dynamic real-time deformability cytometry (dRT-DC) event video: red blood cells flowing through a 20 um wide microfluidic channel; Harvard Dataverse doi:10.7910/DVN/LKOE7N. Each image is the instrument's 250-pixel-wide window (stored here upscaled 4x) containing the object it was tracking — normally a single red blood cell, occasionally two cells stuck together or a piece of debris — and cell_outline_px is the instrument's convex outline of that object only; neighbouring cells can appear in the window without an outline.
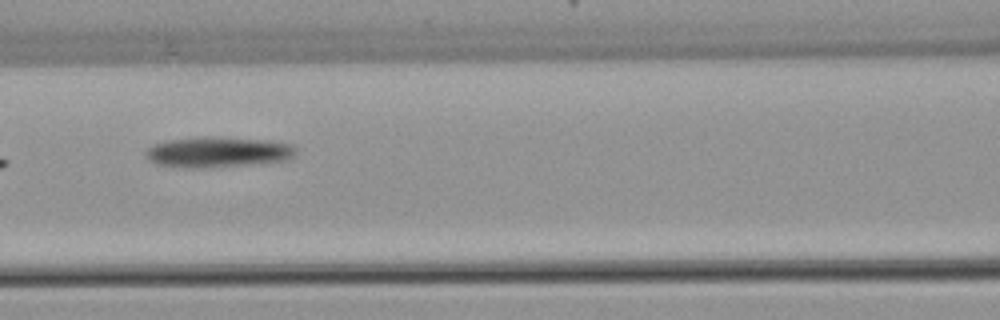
{"species": "common noctule bat (a hibernating species)", "species_latin": "Nyctalus noctula", "temperature_condition": "warm", "stored_images_in_passage": 8, "camera_frame_rate_fps": 3000, "um_per_image_px": 0.085, "animal": {"sex": "female", "body_mass_g": 22.7, "forearm_length_mm": 54.2}, "frame": {"image": 1, "passage_image": 6, "time_ms": 6.0, "image_size_px": [1000, 320], "cell_outline_px": [[296, 156], [288, 160], [248, 164], [196, 168], [188, 168], [156, 164], [144, 152], [148, 148], [156, 144], [168, 140], [204, 136], [268, 140], [292, 144], [296, 148]], "centroid_in_image_um": [18.57, 12.92], "position_along_channel_um": 148.0, "area_um2": 26.47}}
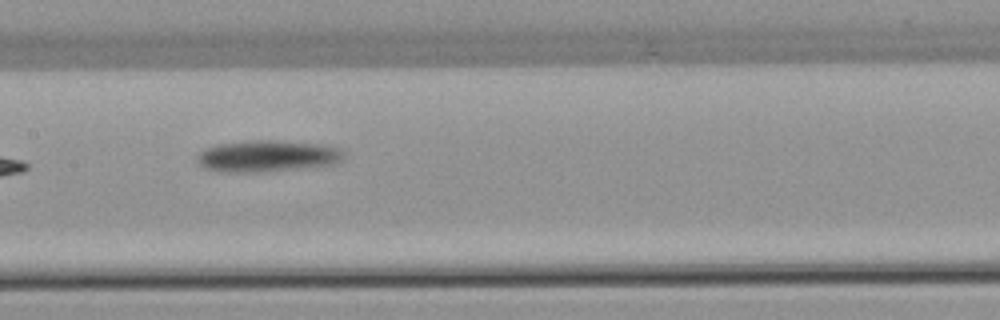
{"frame": {"image": 2, "passage_image": 7, "time_ms": 7.0, "image_size_px": [1000, 320], "cell_outline_px": [[344, 160], [336, 164], [256, 172], [228, 172], [204, 168], [196, 160], [196, 156], [204, 148], [216, 144], [256, 140], [272, 140], [320, 144], [340, 148], [344, 152]], "centroid_in_image_um": [22.72, 13.26], "position_along_channel_um": 184.7, "area_um2": 26.88}}
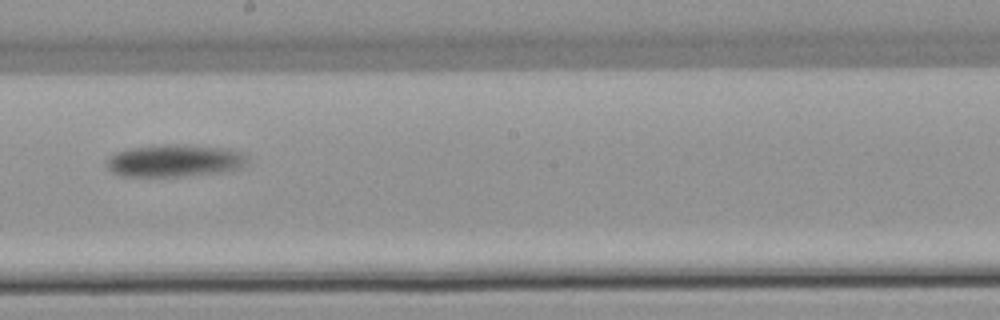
{"frame": {"image": 3, "passage_image": 8, "time_ms": 8.333, "image_size_px": [1000, 320], "cell_outline_px": [[248, 160], [244, 168], [224, 172], [180, 176], [120, 176], [112, 172], [108, 168], [108, 160], [116, 152], [128, 148], [168, 144], [176, 144], [224, 148], [248, 152]], "centroid_in_image_um": [14.94, 13.66], "position_along_channel_um": 233.3, "area_um2": 26.7}}